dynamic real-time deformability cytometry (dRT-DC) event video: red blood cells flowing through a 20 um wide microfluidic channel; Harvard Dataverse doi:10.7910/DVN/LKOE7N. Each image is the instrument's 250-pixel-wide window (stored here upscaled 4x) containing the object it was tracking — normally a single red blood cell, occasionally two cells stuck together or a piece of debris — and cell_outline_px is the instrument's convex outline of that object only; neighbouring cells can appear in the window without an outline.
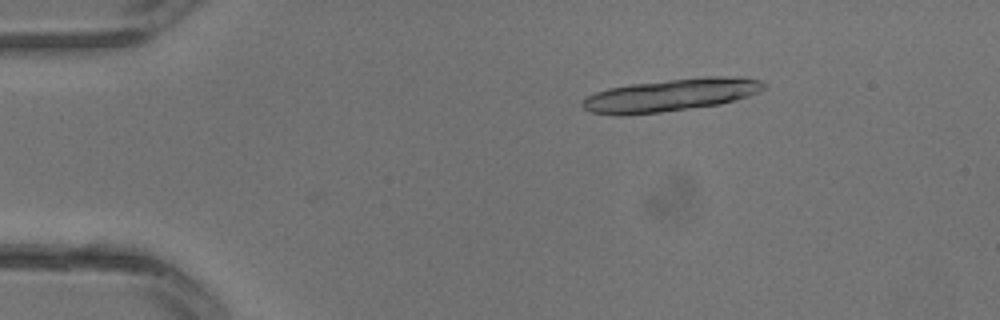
{"species": "common noctule bat (a hibernating species)", "species_latin": "Nyctalus noctula", "temperature_condition": "warm", "stored_images_in_passage": 11, "camera_frame_rate_fps": 3000, "um_per_image_px": 0.085, "animal": {"sex": "male", "body_mass_g": 13.3}, "frame": {"image": 1, "passage_image": 4, "time_ms": 1.0, "image_size_px": [1000, 320], "cell_outline_px": [[764, 88], [748, 96], [736, 100], [720, 104], [660, 112], [624, 116], [616, 116], [592, 112], [584, 108], [580, 104], [588, 96], [596, 92], [608, 88], [632, 84], [700, 76], [736, 76], [760, 80], [764, 84]], "centroid_in_image_um": [57.0, 8.08], "position_along_channel_um": 28.0, "area_um2": 34.39}}